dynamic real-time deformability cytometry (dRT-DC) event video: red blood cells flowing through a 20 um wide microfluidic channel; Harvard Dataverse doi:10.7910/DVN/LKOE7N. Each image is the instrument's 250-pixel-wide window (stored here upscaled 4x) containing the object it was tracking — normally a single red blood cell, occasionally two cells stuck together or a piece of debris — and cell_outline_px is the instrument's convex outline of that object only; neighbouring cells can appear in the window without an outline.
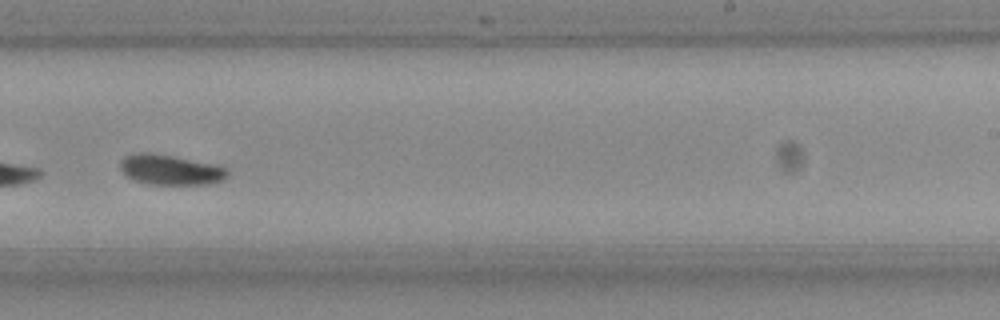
{"species": "Egyptian fruit bat (a non-hibernating species)", "species_latin": "Rousettus aegyptiacus", "temperature_condition": "room temperature", "stored_images_in_passage": 54, "segment_of_instrument_passage": [2, 2], "camera_frame_rate_fps": 3000, "um_per_image_px": 0.085, "frame": {"image": 1, "passage_image": 33, "time_ms": 10.667, "image_size_px": [1000, 320], "cell_outline_px": [[228, 176], [224, 180], [208, 184], [148, 184], [136, 180], [128, 176], [120, 168], [120, 164], [124, 156], [140, 152], [148, 152], [172, 156], [216, 164], [228, 168]], "centroid_in_image_um": [14.53, 14.43], "position_along_channel_um": 274.5, "area_um2": 18.79}}
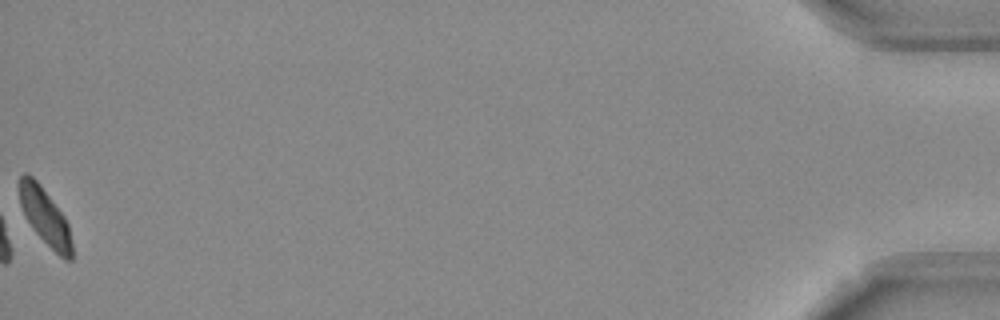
{"frame": {"image": 2, "passage_image": 54, "time_ms": 17.667, "image_size_px": [1000, 320], "cell_outline_px": [[72, 260], [64, 260], [32, 228], [20, 204], [20, 176], [24, 172], [28, 172], [40, 184], [64, 216], [68, 224], [72, 244]], "centroid_in_image_um": [3.84, 18.39], "position_along_channel_um": 431.4, "area_um2": 16.94}}